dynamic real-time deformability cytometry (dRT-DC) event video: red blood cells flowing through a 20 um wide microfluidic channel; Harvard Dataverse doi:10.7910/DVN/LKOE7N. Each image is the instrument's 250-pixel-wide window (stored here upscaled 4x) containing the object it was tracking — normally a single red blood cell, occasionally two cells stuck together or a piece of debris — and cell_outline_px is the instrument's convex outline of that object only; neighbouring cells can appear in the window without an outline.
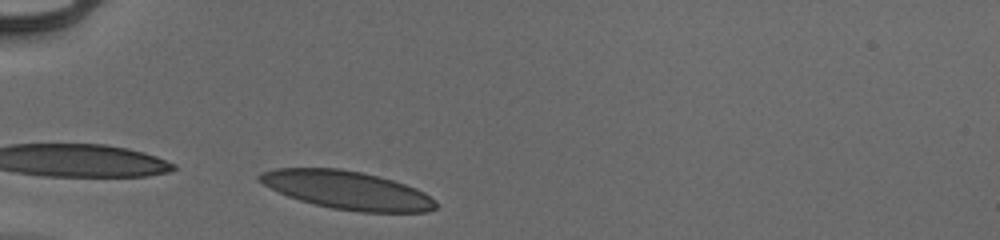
{"species": "human", "species_latin": "Homo sapiens", "temperature_condition": "cold", "stored_images_in_passage": 30, "camera_frame_rate_fps": 3000, "um_per_image_px": 0.085, "donor": {"sex": "male"}, "frame": {"image": 1, "passage_image": 2, "time_ms": 0.333, "image_size_px": [1000, 240], "cell_outline_px": [[436, 208], [428, 212], [360, 212], [332, 208], [300, 200], [288, 196], [256, 180], [256, 176], [260, 172], [276, 168], [340, 168], [360, 172], [392, 180], [416, 188], [424, 192], [436, 200]], "centroid_in_image_um": [29.51, 16.16], "position_along_channel_um": 55.5, "area_um2": 39.07}}
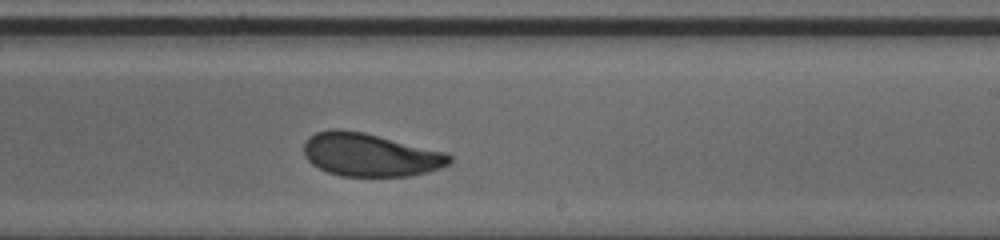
{"frame": {"image": 2, "passage_image": 19, "time_ms": 6.0, "image_size_px": [1000, 240], "cell_outline_px": [[452, 164], [428, 172], [412, 176], [340, 176], [328, 172], [312, 164], [304, 156], [304, 144], [308, 136], [316, 132], [328, 128], [340, 128], [364, 132], [448, 152], [452, 156]], "centroid_in_image_um": [31.49, 13.14], "position_along_channel_um": 257.5, "area_um2": 37.22}}
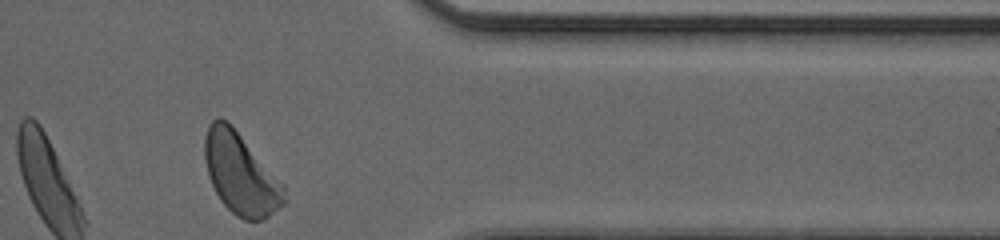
{"frame": {"image": 3, "passage_image": 30, "time_ms": 9.667, "image_size_px": [1000, 240], "cell_outline_px": [[284, 204], [264, 220], [244, 220], [236, 216], [220, 200], [212, 184], [204, 160], [204, 136], [208, 124], [212, 120], [220, 116], [228, 120], [232, 124], [284, 184]], "centroid_in_image_um": [20.44, 14.73], "position_along_channel_um": 391.0, "area_um2": 37.8}, "authors_computed_cell_mechanics": {"area_um2": 37.7145, "velocity_mm_per_s": 3.9096, "shape_relaxation_time_tau1_ms": 3.0531, "shape_relaxation_time_tau2_ms": 0.8063, "deformation_change_tau1": 0.1245, "deformation_change_tau2": 0.0602}}